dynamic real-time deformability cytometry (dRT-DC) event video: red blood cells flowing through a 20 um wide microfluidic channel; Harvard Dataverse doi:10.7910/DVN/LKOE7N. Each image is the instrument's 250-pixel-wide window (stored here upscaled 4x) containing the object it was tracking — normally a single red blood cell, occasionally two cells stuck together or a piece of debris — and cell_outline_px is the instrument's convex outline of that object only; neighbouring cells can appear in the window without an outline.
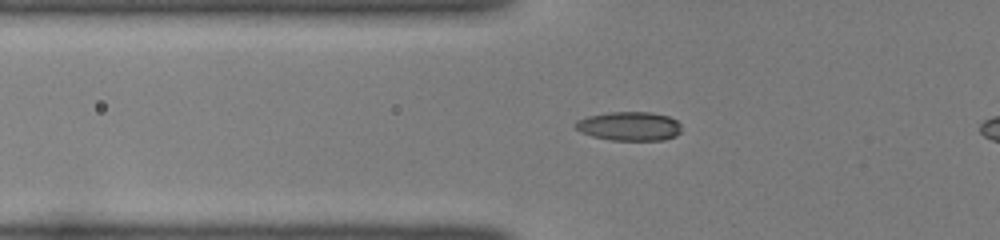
{"species": "common noctule bat (a hibernating species)", "species_latin": "Nyctalus noctula", "temperature_condition": "room temperature", "stored_images_in_passage": 25, "camera_frame_rate_fps": 3000, "um_per_image_px": 0.085, "animal": {"sex": "female", "body_mass_g": 22.0, "forearm_length_mm": 56.7}, "frame": {"image": 1, "passage_image": 22, "time_ms": 7.0, "image_size_px": [1000, 240], "cell_outline_px": [[680, 132], [676, 136], [664, 140], [612, 140], [592, 136], [580, 132], [576, 128], [576, 120], [588, 116], [608, 112], [652, 112], [668, 116], [676, 120], [680, 124]], "centroid_in_image_um": [53.5, 10.72], "position_along_channel_um": 72.3, "area_um2": 17.92}}